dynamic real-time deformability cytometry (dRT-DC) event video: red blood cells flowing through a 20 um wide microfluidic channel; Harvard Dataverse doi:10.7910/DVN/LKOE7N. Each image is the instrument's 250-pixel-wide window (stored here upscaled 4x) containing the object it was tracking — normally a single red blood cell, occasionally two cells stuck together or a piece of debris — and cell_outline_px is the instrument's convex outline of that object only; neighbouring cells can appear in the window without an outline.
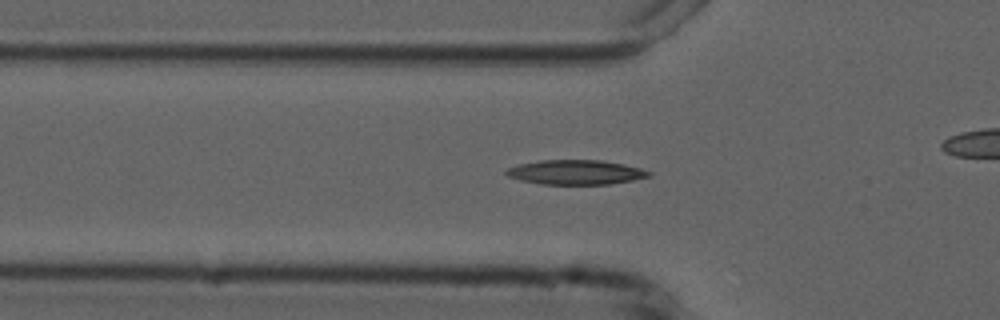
{"species": "common noctule bat (a hibernating species)", "species_latin": "Nyctalus noctula", "temperature_condition": "cold", "stored_images_in_passage": 43, "camera_frame_rate_fps": 3000, "um_per_image_px": 0.085, "animal": {"sex": "male", "forearm_length_mm": 52.5}, "frame": {"image": 1, "passage_image": 17, "time_ms": 5.333, "image_size_px": [1000, 320], "cell_outline_px": [[652, 176], [632, 180], [608, 184], [540, 184], [520, 180], [508, 176], [504, 172], [508, 168], [520, 164], [540, 160], [600, 160], [624, 164], [640, 168], [652, 172]], "centroid_in_image_um": [48.94, 14.64], "position_along_channel_um": 76.9, "area_um2": 20.35}}
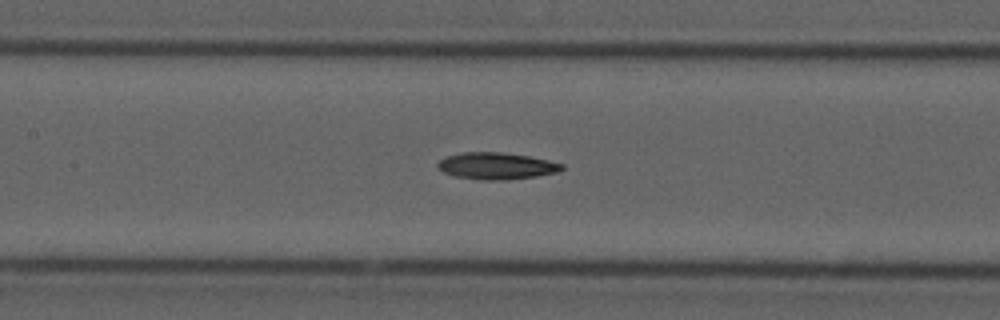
{"frame": {"image": 2, "passage_image": 24, "time_ms": 7.667, "image_size_px": [1000, 320], "cell_outline_px": [[564, 168], [556, 172], [536, 176], [508, 180], [480, 180], [456, 176], [444, 172], [436, 164], [444, 156], [460, 152], [500, 152], [528, 156], [548, 160], [564, 164]], "centroid_in_image_um": [42.18, 14.1], "position_along_channel_um": 165.2, "area_um2": 19.36}}
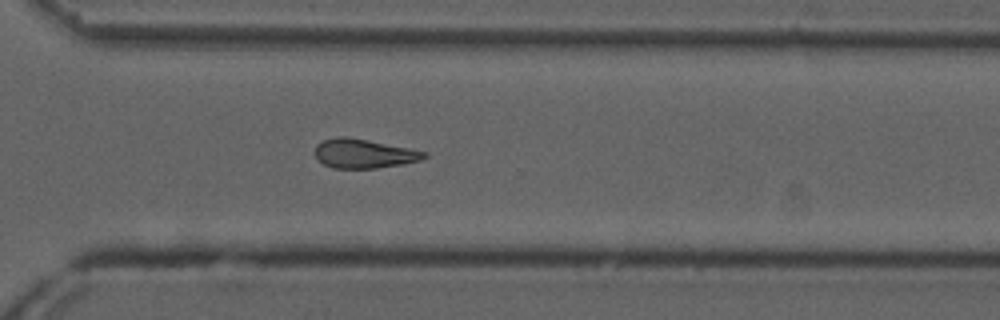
{"frame": {"image": 3, "passage_image": 38, "time_ms": 12.333, "image_size_px": [1000, 320], "cell_outline_px": [[428, 156], [420, 160], [400, 164], [376, 168], [332, 168], [324, 164], [316, 156], [316, 144], [324, 140], [336, 136], [344, 136], [408, 148], [428, 152]], "centroid_in_image_um": [30.92, 13.05], "position_along_channel_um": 339.7, "area_um2": 18.21}}